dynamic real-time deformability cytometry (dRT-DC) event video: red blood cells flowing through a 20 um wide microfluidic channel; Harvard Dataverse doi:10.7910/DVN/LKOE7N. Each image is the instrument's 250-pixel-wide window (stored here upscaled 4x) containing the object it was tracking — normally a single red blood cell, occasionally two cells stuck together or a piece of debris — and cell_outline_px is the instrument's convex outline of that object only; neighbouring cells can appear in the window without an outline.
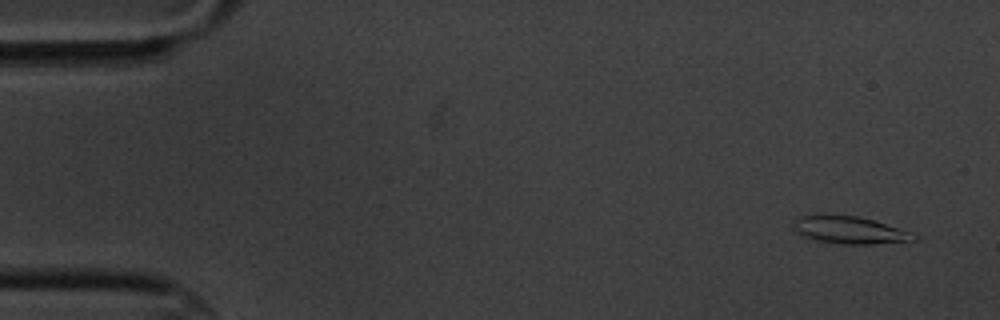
{"species": "common noctule bat (a hibernating species)", "species_latin": "Nyctalus noctula", "temperature_condition": "cold", "stored_images_in_passage": 5, "camera_frame_rate_fps": 3000, "um_per_image_px": 0.085, "animal": {"sex": "male", "body_mass_g": 20.1, "forearm_length_mm": 53.5}, "frame": {"image": 1, "passage_image": 1, "time_ms": 0.0, "image_size_px": [1000, 320], "cell_outline_px": [[916, 240], [872, 244], [844, 244], [816, 240], [804, 236], [796, 232], [792, 220], [800, 216], [856, 216], [872, 220], [908, 232], [916, 236]], "centroid_in_image_um": [72.17, 19.57], "position_along_channel_um": 12.8, "area_um2": 18.44}}